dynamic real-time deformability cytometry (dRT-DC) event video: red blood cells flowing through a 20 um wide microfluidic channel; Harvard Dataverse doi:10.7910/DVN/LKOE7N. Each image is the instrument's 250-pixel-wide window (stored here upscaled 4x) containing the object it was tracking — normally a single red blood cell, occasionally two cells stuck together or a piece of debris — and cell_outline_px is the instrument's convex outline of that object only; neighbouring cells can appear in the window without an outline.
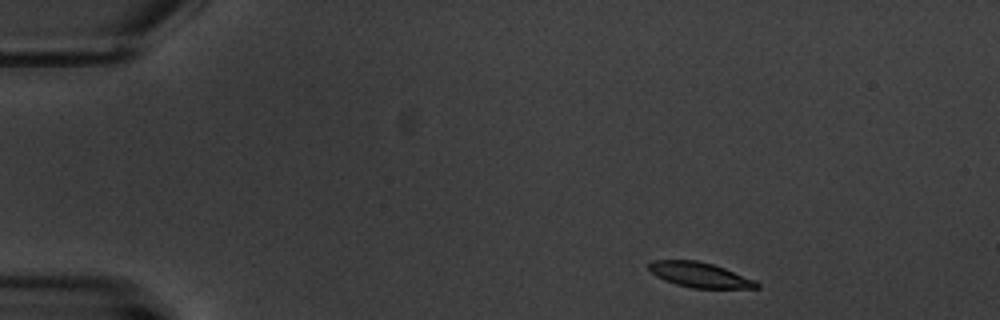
{"species": "common noctule bat (a hibernating species)", "species_latin": "Nyctalus noctula", "temperature_condition": "warm", "stored_images_in_passage": 2, "camera_frame_rate_fps": 3000, "um_per_image_px": 0.085, "animal": {"sex": "male", "body_mass_g": 20.1, "forearm_length_mm": 53.5}, "frame": {"image": 1, "passage_image": 1, "time_ms": 0.0, "image_size_px": [1000, 320], "cell_outline_px": [[760, 288], [692, 288], [676, 284], [664, 280], [656, 276], [648, 268], [648, 264], [652, 260], [696, 260], [712, 264], [724, 268], [756, 280], [760, 284]], "centroid_in_image_um": [59.48, 23.36], "position_along_channel_um": 25.5, "area_um2": 15.72}}